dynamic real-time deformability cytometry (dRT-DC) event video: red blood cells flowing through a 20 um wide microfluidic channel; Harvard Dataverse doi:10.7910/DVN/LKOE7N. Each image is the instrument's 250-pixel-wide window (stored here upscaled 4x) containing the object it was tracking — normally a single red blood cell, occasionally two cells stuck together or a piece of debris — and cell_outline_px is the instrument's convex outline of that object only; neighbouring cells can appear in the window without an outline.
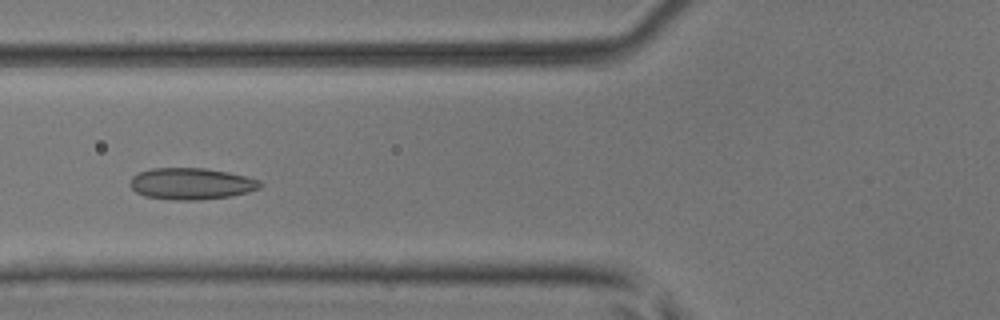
{"species": "common noctule bat (a hibernating species)", "species_latin": "Nyctalus noctula", "temperature_condition": "room temperature", "stored_images_in_passage": 47, "segment_of_instrument_passage": [1, 2], "camera_frame_rate_fps": 3000, "um_per_image_px": 0.085, "animal": {"sex": "male", "body_mass_g": 17.9, "forearm_length_mm": 54.2}, "frame": {"image": 1, "passage_image": 16, "time_ms": 5.0, "image_size_px": [1000, 320], "cell_outline_px": [[264, 184], [260, 188], [248, 192], [228, 196], [200, 200], [172, 200], [144, 196], [136, 192], [128, 184], [132, 176], [140, 172], [152, 168], [204, 168], [228, 172], [260, 180]], "centroid_in_image_um": [16.24, 15.62], "position_along_channel_um": 109.6, "area_um2": 23.99}}
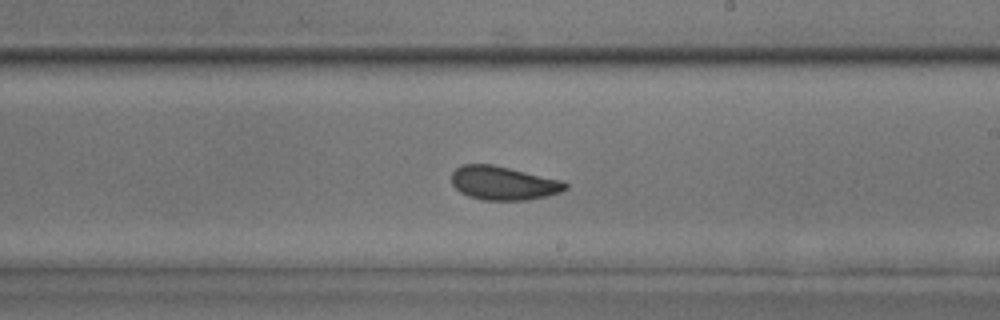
{"frame": {"image": 2, "passage_image": 26, "time_ms": 8.333, "image_size_px": [1000, 320], "cell_outline_px": [[568, 188], [560, 192], [528, 200], [480, 200], [468, 196], [460, 192], [452, 184], [452, 172], [460, 164], [492, 164], [564, 180], [568, 184]], "centroid_in_image_um": [42.79, 15.56], "position_along_channel_um": 246.2, "area_um2": 22.54}}
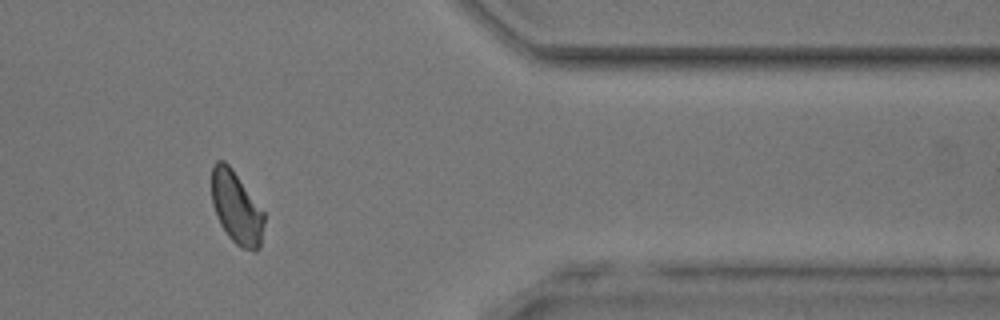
{"frame": {"image": 3, "passage_image": 38, "time_ms": 12.333, "image_size_px": [1000, 320], "cell_outline_px": [[264, 224], [260, 248], [256, 252], [252, 252], [236, 244], [228, 236], [220, 224], [216, 216], [212, 204], [212, 164], [216, 160], [224, 160], [232, 168], [264, 212]], "centroid_in_image_um": [20.09, 17.66], "position_along_channel_um": 391.3, "area_um2": 22.25}}